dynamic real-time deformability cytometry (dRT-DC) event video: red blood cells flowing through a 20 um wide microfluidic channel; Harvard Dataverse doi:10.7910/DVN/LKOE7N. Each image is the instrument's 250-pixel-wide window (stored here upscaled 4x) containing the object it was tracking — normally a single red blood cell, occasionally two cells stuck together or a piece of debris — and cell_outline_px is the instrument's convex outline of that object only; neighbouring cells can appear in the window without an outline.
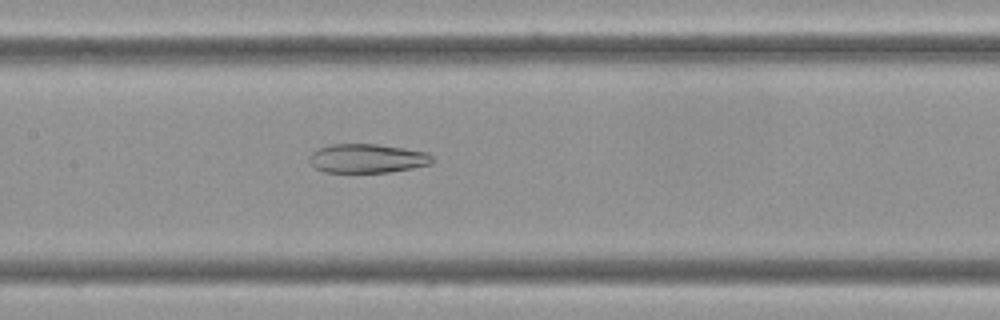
{"species": "Egyptian fruit bat (a non-hibernating species)", "species_latin": "Rousettus aegyptiacus", "temperature_condition": "cold", "stored_images_in_passage": 60, "camera_frame_rate_fps": 3000, "um_per_image_px": 0.085, "frame": {"image": 1, "passage_image": 29, "time_ms": 9.333, "image_size_px": [1000, 320], "cell_outline_px": [[432, 164], [412, 168], [388, 172], [324, 172], [316, 168], [308, 160], [308, 156], [312, 152], [320, 148], [332, 144], [376, 144], [404, 148], [428, 152], [432, 156]], "centroid_in_image_um": [31.22, 13.46], "position_along_channel_um": 176.2, "area_um2": 20.75}}
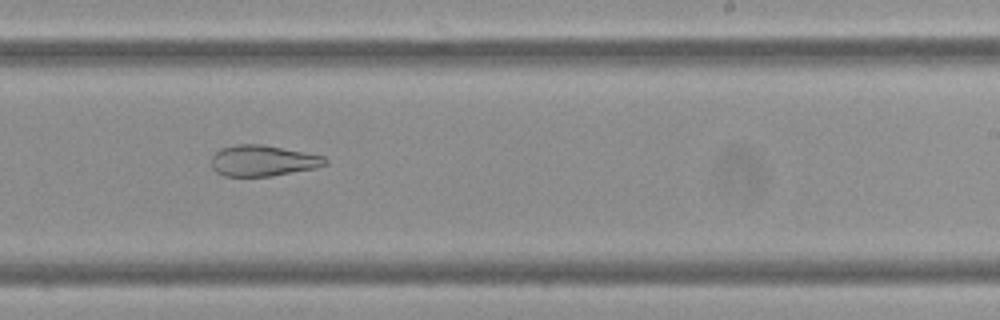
{"frame": {"image": 2, "passage_image": 37, "time_ms": 12.0, "image_size_px": [1000, 320], "cell_outline_px": [[328, 164], [316, 168], [272, 176], [224, 176], [216, 172], [212, 168], [212, 156], [220, 148], [240, 144], [260, 144], [304, 152], [324, 156], [328, 160]], "centroid_in_image_um": [22.36, 13.66], "position_along_channel_um": 266.6, "area_um2": 20.52}}
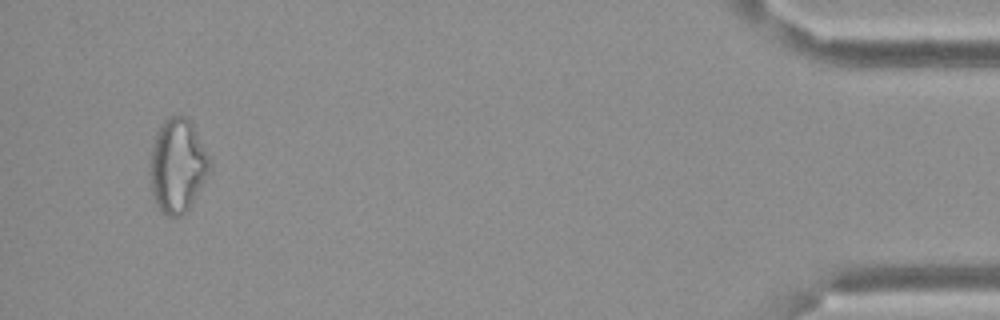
{"frame": {"image": 3, "passage_image": 57, "time_ms": 18.667, "image_size_px": [1000, 320], "cell_outline_px": [[212, 168], [188, 208], [180, 216], [168, 216], [160, 212], [152, 196], [152, 144], [156, 132], [160, 124], [168, 116], [180, 112], [192, 124], [212, 164]], "centroid_in_image_um": [15.09, 14.05], "position_along_channel_um": 420.1, "area_um2": 32.19}, "authors_computed_cell_mechanics": {"area_um2": 29.189, "velocity_mm_per_s": 3.4061, "shape_relaxation_time_tau1_ms": null, "shape_relaxation_time_tau2_ms": 5.6749, "deformation_change_tau1": null, "deformation_change_tau2": 0.1396}}